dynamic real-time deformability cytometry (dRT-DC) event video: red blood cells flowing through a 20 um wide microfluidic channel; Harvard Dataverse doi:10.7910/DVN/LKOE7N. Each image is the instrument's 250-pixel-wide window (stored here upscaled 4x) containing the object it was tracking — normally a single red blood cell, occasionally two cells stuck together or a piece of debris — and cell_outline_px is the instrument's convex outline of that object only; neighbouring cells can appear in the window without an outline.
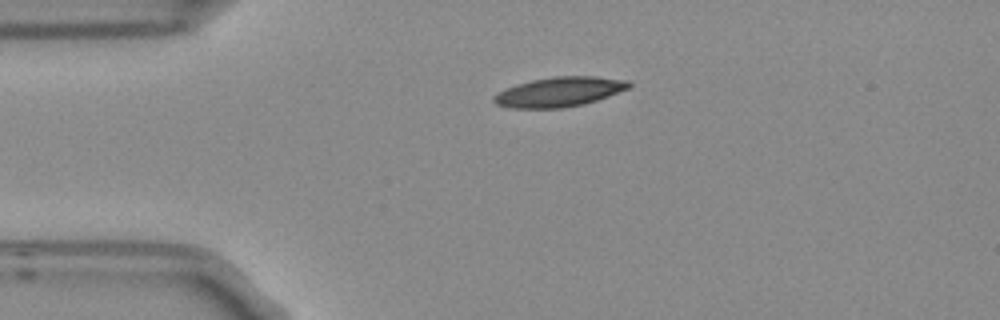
{"species": "Egyptian fruit bat (a non-hibernating species)", "species_latin": "Rousettus aegyptiacus", "temperature_condition": "room temperature", "stored_images_in_passage": 3, "camera_frame_rate_fps": 3000, "um_per_image_px": 0.085, "frame": {"image": 1, "passage_image": 1, "time_ms": 0.0, "image_size_px": [1000, 320], "cell_outline_px": [[632, 84], [628, 88], [608, 96], [584, 104], [564, 108], [508, 108], [496, 104], [492, 100], [492, 96], [504, 88], [516, 84], [532, 80], [556, 76], [596, 76], [628, 80]], "centroid_in_image_um": [47.5, 7.81], "position_along_channel_um": 37.5, "area_um2": 23.47}}